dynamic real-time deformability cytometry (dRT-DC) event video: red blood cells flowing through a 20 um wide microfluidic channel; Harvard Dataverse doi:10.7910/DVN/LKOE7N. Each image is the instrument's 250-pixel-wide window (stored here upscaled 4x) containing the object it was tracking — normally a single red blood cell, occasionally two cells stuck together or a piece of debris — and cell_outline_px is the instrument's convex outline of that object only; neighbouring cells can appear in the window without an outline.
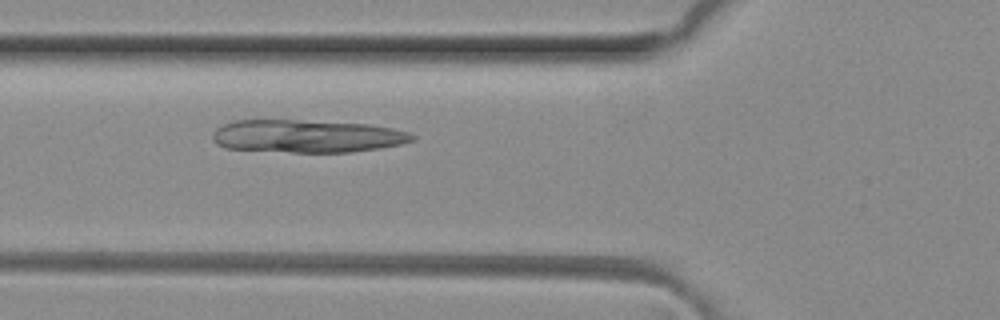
{"species": "common noctule bat (a hibernating species)", "species_latin": "Nyctalus noctula", "temperature_condition": "room temperature", "stored_images_in_passage": 5, "camera_frame_rate_fps": 3000, "um_per_image_px": 0.085, "animal": {"sex": "female", "body_mass_g": 29.2, "forearm_length_mm": 56.3}, "frame": {"image": 1, "passage_image": 5, "time_ms": 1.333, "image_size_px": [1000, 320], "cell_outline_px": [[416, 140], [400, 144], [380, 148], [348, 152], [292, 152], [224, 148], [216, 144], [212, 140], [212, 132], [216, 128], [232, 120], [296, 120], [372, 124], [392, 128], [408, 132], [416, 136]], "centroid_in_image_um": [26.08, 11.57], "position_along_channel_um": 99.7, "area_um2": 38.38}}